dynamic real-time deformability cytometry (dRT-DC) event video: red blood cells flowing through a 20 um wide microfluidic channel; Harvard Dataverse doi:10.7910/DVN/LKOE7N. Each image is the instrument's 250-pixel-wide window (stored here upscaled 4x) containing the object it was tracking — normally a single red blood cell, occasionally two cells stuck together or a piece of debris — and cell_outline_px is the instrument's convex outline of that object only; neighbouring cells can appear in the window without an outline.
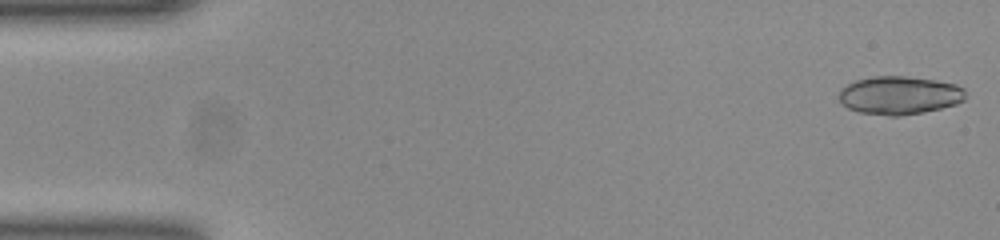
{"species": "common noctule bat (a hibernating species)", "species_latin": "Nyctalus noctula", "temperature_condition": "room temperature", "stored_images_in_passage": 51, "segment_of_instrument_passage": [1, 2], "camera_frame_rate_fps": 3000, "um_per_image_px": 0.085, "animal": {"sex": "female", "body_mass_g": 23.0, "forearm_length_mm": 53.4}, "frame": {"image": 1, "passage_image": 1, "time_ms": 0.0, "image_size_px": [1000, 240], "cell_outline_px": [[964, 100], [956, 104], [924, 112], [900, 116], [888, 116], [860, 112], [848, 108], [840, 100], [840, 88], [856, 80], [876, 76], [904, 76], [936, 80], [956, 84], [964, 88]], "centroid_in_image_um": [76.46, 8.1], "position_along_channel_um": 8.5, "area_um2": 28.09}}
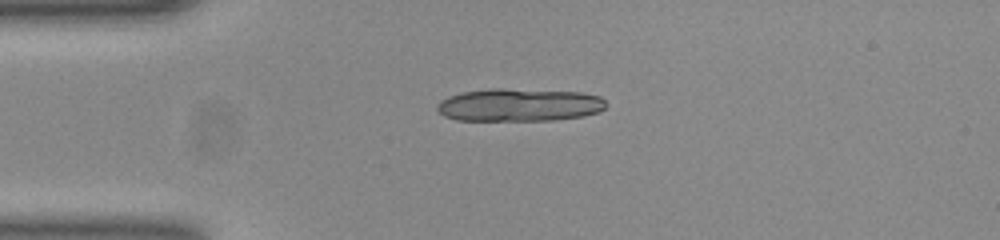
{"frame": {"image": 2, "passage_image": 12, "time_ms": 3.667, "image_size_px": [1000, 240], "cell_outline_px": [[608, 104], [600, 112], [584, 116], [552, 120], [456, 120], [444, 116], [436, 108], [436, 104], [440, 100], [448, 96], [460, 92], [488, 88], [500, 88], [580, 92], [600, 96]], "centroid_in_image_um": [44.12, 8.91], "position_along_channel_um": 40.9, "area_um2": 32.66}}